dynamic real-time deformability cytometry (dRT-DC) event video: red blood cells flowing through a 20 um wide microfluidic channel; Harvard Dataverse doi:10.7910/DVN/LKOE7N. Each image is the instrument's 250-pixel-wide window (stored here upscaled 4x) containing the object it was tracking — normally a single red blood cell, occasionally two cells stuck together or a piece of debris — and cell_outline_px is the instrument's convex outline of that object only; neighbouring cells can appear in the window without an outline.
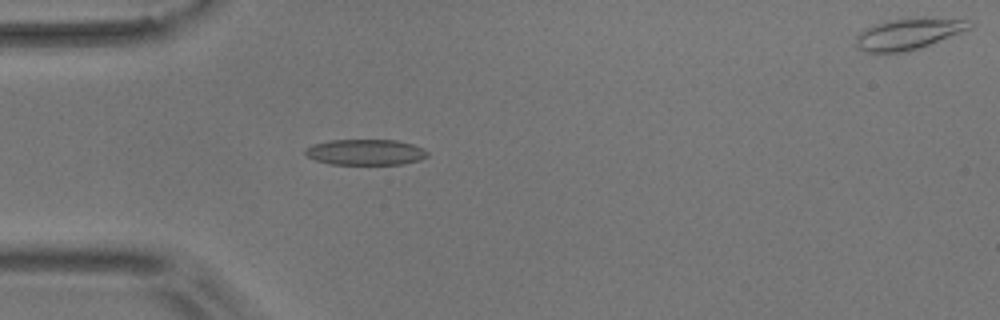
{"species": "common noctule bat (a hibernating species)", "species_latin": "Nyctalus noctula", "temperature_condition": "room temperature", "stored_images_in_passage": 4, "camera_frame_rate_fps": 3000, "um_per_image_px": 0.085, "animal": {"sex": "male", "body_mass_g": 17.9}, "frame": {"image": 1, "passage_image": 3, "time_ms": 4.0, "image_size_px": [1000, 320], "cell_outline_px": [[428, 156], [420, 160], [404, 164], [328, 164], [316, 160], [308, 156], [304, 152], [304, 148], [312, 144], [332, 140], [396, 140], [412, 144], [424, 148], [428, 152]], "centroid_in_image_um": [31.08, 12.93], "position_along_channel_um": 53.9, "area_um2": 18.44}}